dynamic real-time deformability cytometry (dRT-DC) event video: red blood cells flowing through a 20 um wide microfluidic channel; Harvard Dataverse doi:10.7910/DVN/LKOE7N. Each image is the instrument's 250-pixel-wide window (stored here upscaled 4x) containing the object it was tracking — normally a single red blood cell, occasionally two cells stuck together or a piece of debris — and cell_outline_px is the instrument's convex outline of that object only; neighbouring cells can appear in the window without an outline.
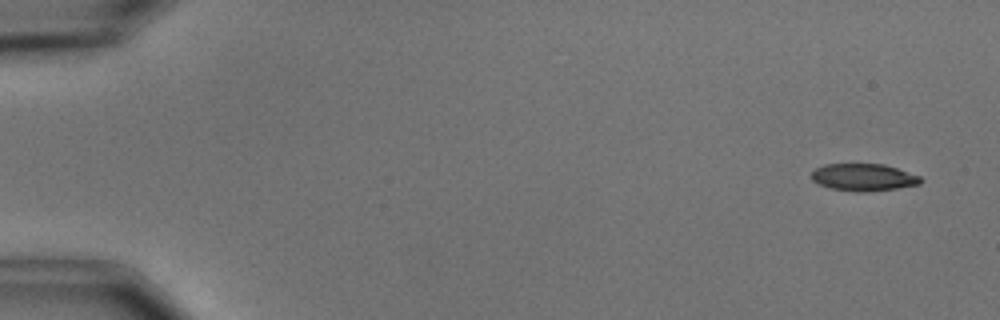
{"species": "common noctule bat (a hibernating species)", "species_latin": "Nyctalus noctula", "temperature_condition": "cold", "stored_images_in_passage": 6, "camera_frame_rate_fps": 3000, "um_per_image_px": 0.085, "animal": {"sex": "male", "body_mass_g": 15.6}, "frame": {"image": 1, "passage_image": 1, "time_ms": 0.0, "image_size_px": [1000, 320], "cell_outline_px": [[924, 180], [920, 184], [896, 188], [864, 192], [856, 192], [832, 188], [820, 184], [812, 180], [812, 172], [816, 168], [824, 164], [884, 164], [920, 176]], "centroid_in_image_um": [73.41, 15.06], "position_along_channel_um": 11.6, "area_um2": 17.17}}
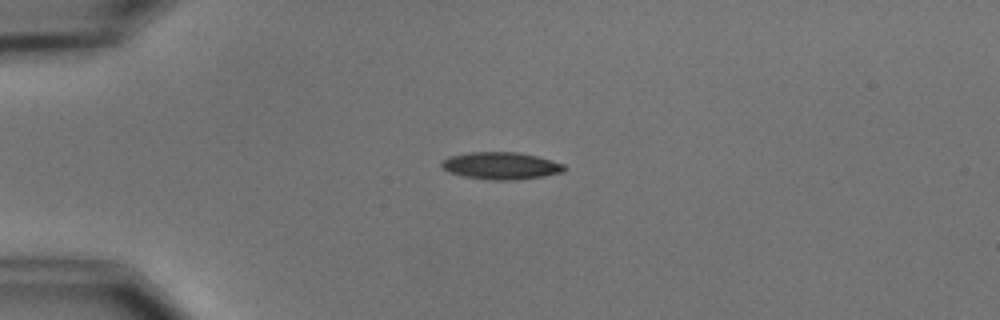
{"frame": {"image": 2, "passage_image": 4, "time_ms": 3.667, "image_size_px": [1000, 320], "cell_outline_px": [[568, 168], [564, 172], [544, 176], [516, 180], [488, 180], [464, 176], [448, 172], [440, 168], [440, 160], [448, 156], [468, 152], [516, 152], [536, 156], [564, 164]], "centroid_in_image_um": [42.54, 14.09], "position_along_channel_um": 42.5, "area_um2": 19.77}}